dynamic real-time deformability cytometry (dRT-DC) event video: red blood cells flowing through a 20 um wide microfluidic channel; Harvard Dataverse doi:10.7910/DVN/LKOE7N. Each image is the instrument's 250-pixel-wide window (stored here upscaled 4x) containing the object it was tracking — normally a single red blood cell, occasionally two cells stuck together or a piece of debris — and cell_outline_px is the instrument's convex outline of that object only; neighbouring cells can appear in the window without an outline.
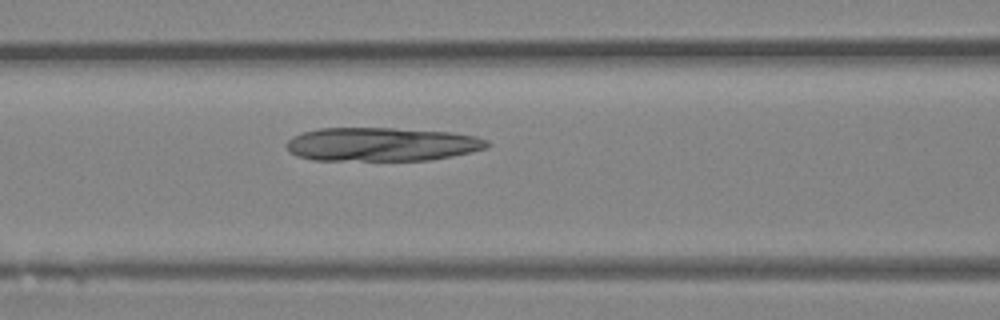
{"species": "Egyptian fruit bat (a non-hibernating species)", "species_latin": "Rousettus aegyptiacus", "temperature_condition": "room temperature", "stored_images_in_passage": 45, "camera_frame_rate_fps": 3000, "um_per_image_px": 0.085, "animal": {"sex": "female"}, "frame": {"image": 1, "passage_image": 19, "time_ms": 6.0, "image_size_px": [1000, 320], "cell_outline_px": [[492, 144], [488, 148], [472, 152], [452, 156], [428, 160], [312, 160], [296, 156], [288, 148], [288, 140], [292, 136], [304, 132], [320, 128], [392, 128], [452, 132], [476, 136], [488, 140]], "centroid_in_image_um": [32.5, 12.26], "position_along_channel_um": 134.1, "area_um2": 39.48}}
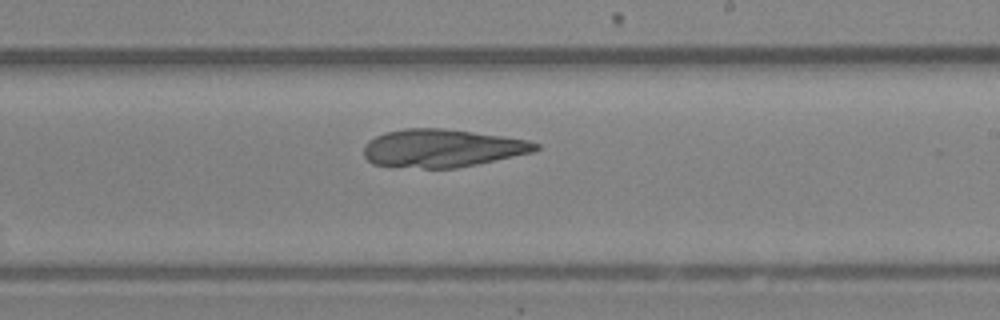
{"frame": {"image": 2, "passage_image": 27, "time_ms": 8.667, "image_size_px": [1000, 320], "cell_outline_px": [[540, 148], [532, 152], [496, 160], [456, 168], [424, 168], [372, 164], [364, 156], [364, 144], [368, 140], [384, 132], [404, 128], [440, 128], [504, 136], [528, 140], [540, 144]], "centroid_in_image_um": [37.56, 12.59], "position_along_channel_um": 251.4, "area_um2": 37.92}}
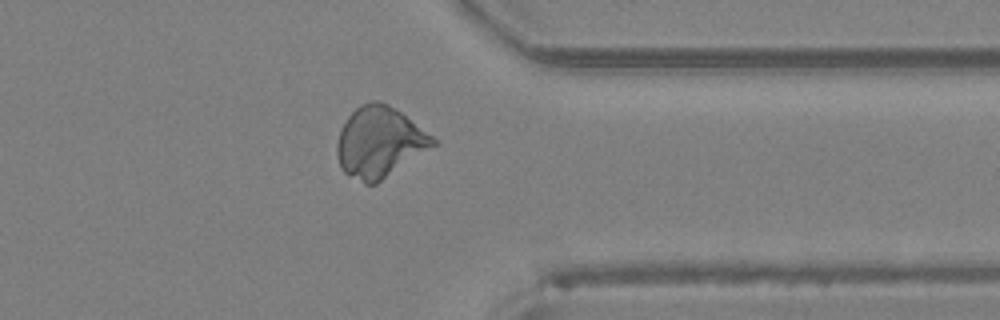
{"frame": {"image": 3, "passage_image": 36, "time_ms": 11.667, "image_size_px": [1000, 320], "cell_outline_px": [[436, 144], [376, 184], [364, 184], [344, 172], [340, 168], [336, 152], [336, 144], [340, 128], [348, 116], [360, 104], [372, 100], [380, 100], [396, 108], [432, 136], [436, 140]], "centroid_in_image_um": [32.21, 12.07], "position_along_channel_um": 379.2, "area_um2": 39.42}}